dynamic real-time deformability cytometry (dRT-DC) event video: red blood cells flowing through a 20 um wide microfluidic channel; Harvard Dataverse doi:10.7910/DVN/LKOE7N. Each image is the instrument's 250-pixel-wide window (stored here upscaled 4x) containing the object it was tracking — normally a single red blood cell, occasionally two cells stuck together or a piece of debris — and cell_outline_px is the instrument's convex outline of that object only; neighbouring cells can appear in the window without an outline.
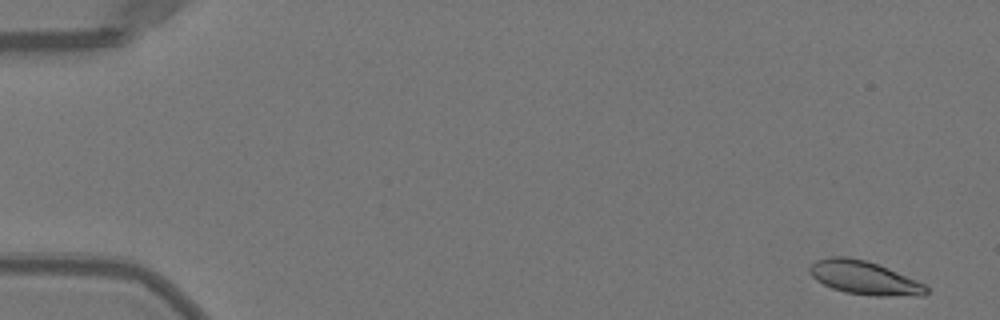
{"species": "Egyptian fruit bat (a non-hibernating species)", "species_latin": "Rousettus aegyptiacus", "temperature_condition": "warm", "stored_images_in_passage": 50, "camera_frame_rate_fps": 3000, "um_per_image_px": 0.085, "animal": {"sex": "female"}, "frame": {"image": 1, "passage_image": 1, "time_ms": 0.0, "image_size_px": [1000, 320], "cell_outline_px": [[928, 292], [924, 296], [872, 296], [844, 292], [832, 288], [816, 280], [808, 272], [808, 268], [816, 260], [828, 256], [844, 256], [864, 260], [888, 268], [916, 280], [924, 284], [928, 288]], "centroid_in_image_um": [73.45, 23.62], "position_along_channel_um": 11.5, "area_um2": 22.83}}
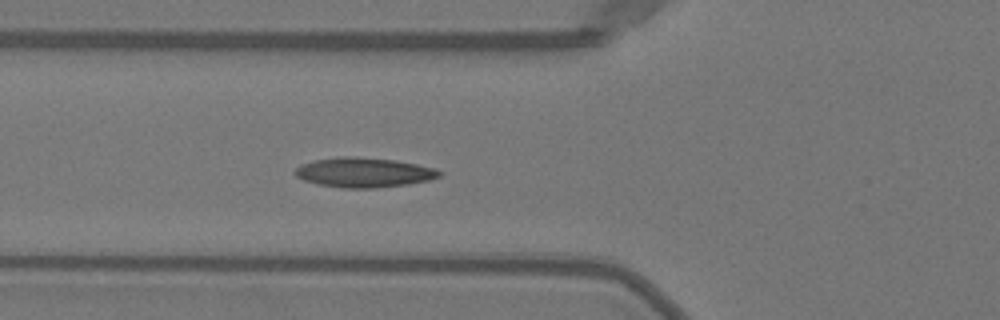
{"frame": {"image": 2, "passage_image": 18, "time_ms": 5.667, "image_size_px": [1000, 320], "cell_outline_px": [[444, 172], [440, 176], [428, 180], [408, 184], [376, 188], [344, 188], [320, 184], [304, 180], [296, 176], [292, 172], [300, 164], [316, 160], [340, 156], [356, 156], [396, 160], [436, 168]], "centroid_in_image_um": [30.94, 14.65], "position_along_channel_um": 94.9, "area_um2": 25.09}}
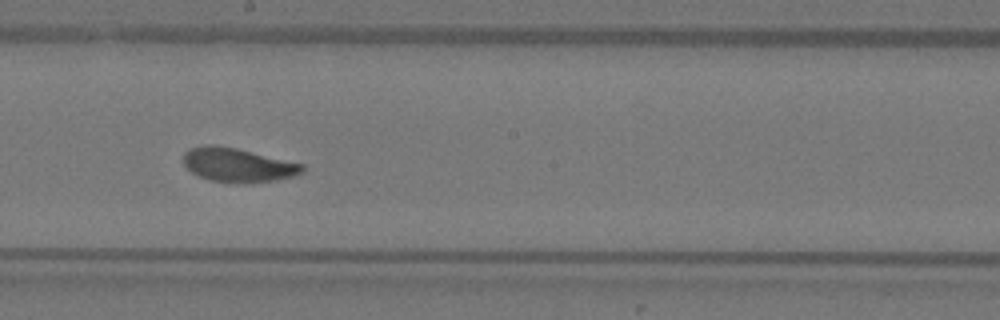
{"frame": {"image": 3, "passage_image": 28, "time_ms": 9.0, "image_size_px": [1000, 320], "cell_outline_px": [[304, 168], [300, 172], [292, 176], [272, 180], [208, 180], [192, 172], [184, 164], [184, 152], [188, 148], [204, 144], [212, 144], [236, 148], [304, 164]], "centroid_in_image_um": [20.15, 13.95], "position_along_channel_um": 228.1, "area_um2": 22.48}, "authors_computed_cell_mechanics": {"area_um2": 22.9177, "velocity_mm_per_s": 3.9774, "shape_relaxation_time_tau1_ms": 2.9711, "shape_relaxation_time_tau2_ms": 1.2984, "deformation_change_tau1": 0.13, "deformation_change_tau2": 0.0682}}